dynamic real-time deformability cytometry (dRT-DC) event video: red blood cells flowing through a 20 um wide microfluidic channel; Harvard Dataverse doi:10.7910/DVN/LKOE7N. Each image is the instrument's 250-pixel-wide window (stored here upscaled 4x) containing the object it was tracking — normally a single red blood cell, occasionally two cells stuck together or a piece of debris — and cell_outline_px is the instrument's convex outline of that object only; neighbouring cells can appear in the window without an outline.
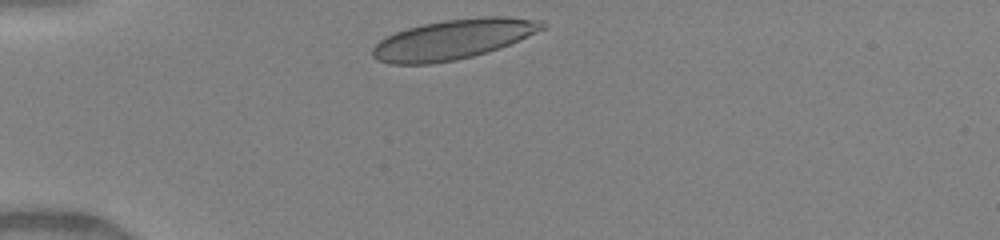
{"species": "human", "species_latin": "Homo sapiens", "temperature_condition": "warm", "stored_images_in_passage": 31, "camera_frame_rate_fps": 3000, "um_per_image_px": 0.085, "donor": {"sex": "female"}, "frame": {"image": 1, "passage_image": 1, "time_ms": 0.0, "image_size_px": [1000, 240], "cell_outline_px": [[548, 24], [544, 28], [500, 48], [472, 56], [456, 60], [432, 64], [388, 64], [372, 56], [372, 48], [380, 40], [396, 32], [408, 28], [424, 24], [444, 20], [484, 16], [508, 16], [544, 20]], "centroid_in_image_um": [38.54, 3.34], "position_along_channel_um": 46.5, "area_um2": 39.3}}
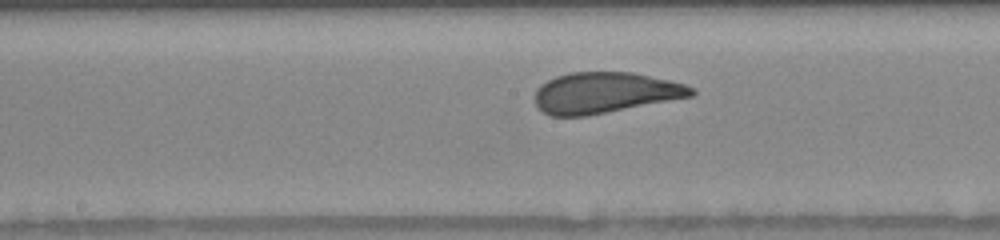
{"frame": {"image": 2, "passage_image": 14, "time_ms": 4.333, "image_size_px": [1000, 240], "cell_outline_px": [[696, 92], [692, 96], [588, 116], [548, 116], [536, 104], [536, 88], [540, 84], [556, 76], [568, 72], [632, 72], [668, 80], [684, 84], [696, 88]], "centroid_in_image_um": [51.41, 7.88], "position_along_channel_um": 196.8, "area_um2": 37.28}}
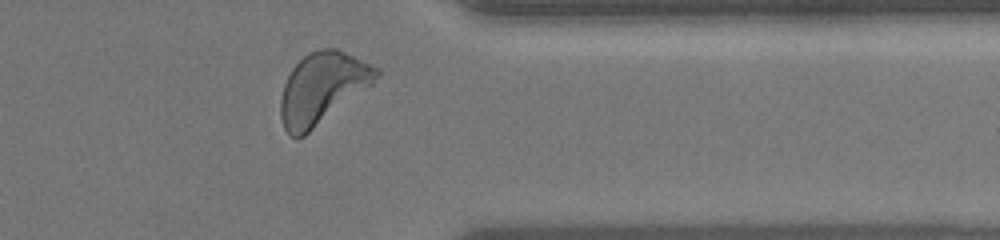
{"frame": {"image": 3, "passage_image": 28, "time_ms": 9.0, "image_size_px": [1000, 240], "cell_outline_px": [[380, 72], [372, 84], [304, 136], [296, 140], [284, 128], [280, 116], [280, 100], [284, 84], [292, 68], [308, 52], [320, 48], [336, 48], [380, 68]], "centroid_in_image_um": [27.37, 7.49], "position_along_channel_um": 384.0, "area_um2": 39.36}, "authors_computed_cell_mechanics": {"area_um2": 37.9746, "velocity_mm_per_s": 4.111, "shape_relaxation_time_tau1_ms": 3.6737, "shape_relaxation_time_tau2_ms": null, "deformation_change_tau1": 0.152, "deformation_change_tau2": null}}